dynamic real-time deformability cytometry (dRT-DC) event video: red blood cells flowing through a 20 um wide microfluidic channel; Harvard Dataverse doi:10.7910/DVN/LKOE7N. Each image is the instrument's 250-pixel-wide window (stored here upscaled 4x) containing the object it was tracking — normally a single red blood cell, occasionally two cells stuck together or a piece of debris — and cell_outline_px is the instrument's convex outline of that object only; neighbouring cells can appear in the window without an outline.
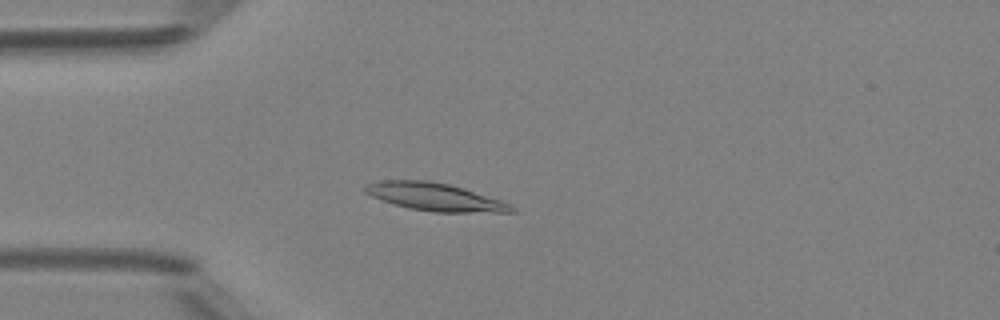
{"species": "Egyptian fruit bat (a non-hibernating species)", "species_latin": "Rousettus aegyptiacus", "temperature_condition": "room temperature", "stored_images_in_passage": 40, "camera_frame_rate_fps": 3000, "um_per_image_px": 0.085, "animal": {"sex": "female"}, "frame": {"image": 1, "passage_image": 4, "time_ms": 1.0, "image_size_px": [1000, 320], "cell_outline_px": [[516, 212], [432, 212], [408, 208], [372, 196], [364, 192], [364, 184], [380, 180], [428, 180], [448, 184], [464, 188], [512, 204], [516, 208]], "centroid_in_image_um": [36.98, 16.73], "position_along_channel_um": 48.0, "area_um2": 23.64}}
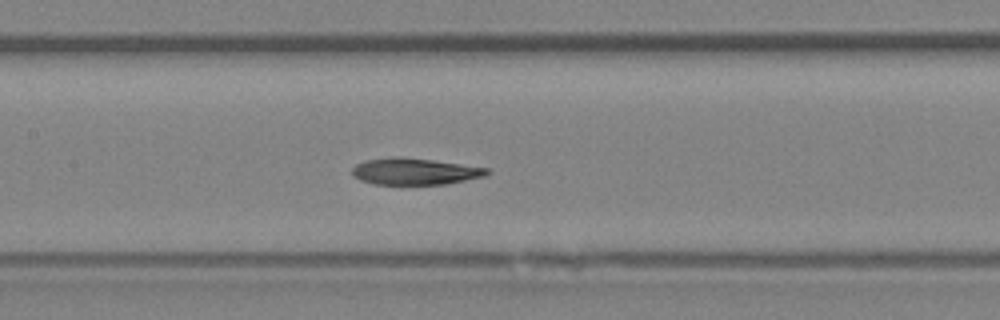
{"frame": {"image": 2, "passage_image": 14, "time_ms": 4.333, "image_size_px": [1000, 320], "cell_outline_px": [[492, 172], [484, 176], [448, 184], [376, 184], [360, 180], [352, 176], [352, 168], [356, 164], [364, 160], [392, 156], [400, 156], [432, 160], [488, 168]], "centroid_in_image_um": [35.23, 14.56], "position_along_channel_um": 172.2, "area_um2": 20.98}}
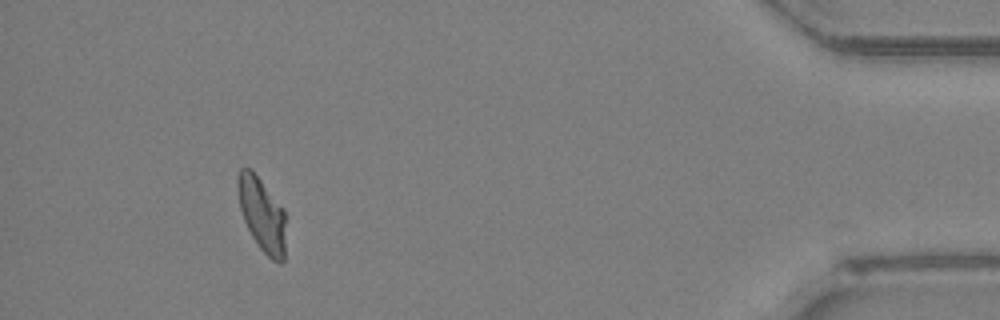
{"frame": {"image": 3, "passage_image": 36, "time_ms": 11.667, "image_size_px": [1000, 320], "cell_outline_px": [[284, 260], [280, 264], [272, 260], [260, 248], [252, 236], [244, 220], [240, 208], [236, 184], [236, 180], [240, 168], [248, 168], [260, 180], [284, 208]], "centroid_in_image_um": [22.25, 18.23], "position_along_channel_um": 413.0, "area_um2": 20.29}, "authors_computed_cell_mechanics": {"area_um2": 21.5016, "velocity_mm_per_s": 4.1639, "shape_relaxation_time_tau1_ms": null, "shape_relaxation_time_tau2_ms": 6.9061, "deformation_change_tau1": null, "deformation_change_tau2": 0.1256}}